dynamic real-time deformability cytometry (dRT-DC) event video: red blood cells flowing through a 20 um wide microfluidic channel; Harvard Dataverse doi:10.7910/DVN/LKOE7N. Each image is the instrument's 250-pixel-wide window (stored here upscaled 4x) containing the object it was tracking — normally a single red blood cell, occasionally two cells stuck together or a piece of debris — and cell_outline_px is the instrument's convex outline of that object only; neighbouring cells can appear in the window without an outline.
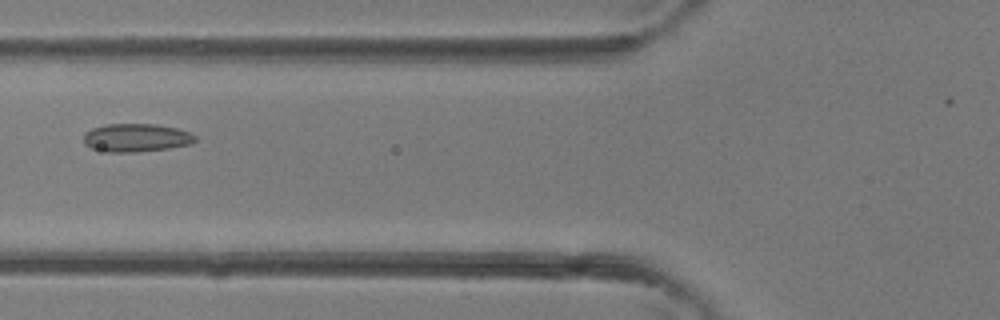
{"species": "common noctule bat (a hibernating species)", "species_latin": "Nyctalus noctula", "temperature_condition": "room temperature", "stored_images_in_passage": 3, "camera_frame_rate_fps": 3000, "um_per_image_px": 0.085, "animal": {"sex": "female"}, "frame": {"image": 1, "passage_image": 3, "time_ms": 0.667, "image_size_px": [1000, 320], "cell_outline_px": [[196, 140], [192, 144], [168, 148], [136, 152], [108, 152], [92, 148], [84, 144], [84, 132], [92, 128], [104, 124], [156, 124], [176, 128], [188, 132], [196, 136]], "centroid_in_image_um": [11.56, 11.7], "position_along_channel_um": 114.2, "area_um2": 18.38}}